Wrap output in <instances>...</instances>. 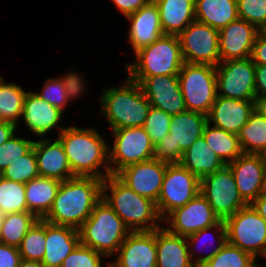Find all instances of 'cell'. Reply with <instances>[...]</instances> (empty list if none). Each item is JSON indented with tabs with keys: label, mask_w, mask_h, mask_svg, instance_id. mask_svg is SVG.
I'll return each mask as SVG.
<instances>
[{
	"label": "cell",
	"mask_w": 266,
	"mask_h": 267,
	"mask_svg": "<svg viewBox=\"0 0 266 267\" xmlns=\"http://www.w3.org/2000/svg\"><path fill=\"white\" fill-rule=\"evenodd\" d=\"M171 115L151 106L143 128L154 146L169 134Z\"/></svg>",
	"instance_id": "cell-41"
},
{
	"label": "cell",
	"mask_w": 266,
	"mask_h": 267,
	"mask_svg": "<svg viewBox=\"0 0 266 267\" xmlns=\"http://www.w3.org/2000/svg\"><path fill=\"white\" fill-rule=\"evenodd\" d=\"M60 183V180L41 176L25 183V199L29 212L38 219H43L52 207Z\"/></svg>",
	"instance_id": "cell-29"
},
{
	"label": "cell",
	"mask_w": 266,
	"mask_h": 267,
	"mask_svg": "<svg viewBox=\"0 0 266 267\" xmlns=\"http://www.w3.org/2000/svg\"><path fill=\"white\" fill-rule=\"evenodd\" d=\"M201 180L180 163H168L156 202L162 219L200 193Z\"/></svg>",
	"instance_id": "cell-12"
},
{
	"label": "cell",
	"mask_w": 266,
	"mask_h": 267,
	"mask_svg": "<svg viewBox=\"0 0 266 267\" xmlns=\"http://www.w3.org/2000/svg\"><path fill=\"white\" fill-rule=\"evenodd\" d=\"M216 79L217 96L255 100V64L251 57L220 62L216 66Z\"/></svg>",
	"instance_id": "cell-13"
},
{
	"label": "cell",
	"mask_w": 266,
	"mask_h": 267,
	"mask_svg": "<svg viewBox=\"0 0 266 267\" xmlns=\"http://www.w3.org/2000/svg\"><path fill=\"white\" fill-rule=\"evenodd\" d=\"M183 61L190 64L220 63L219 30L194 20L178 35Z\"/></svg>",
	"instance_id": "cell-14"
},
{
	"label": "cell",
	"mask_w": 266,
	"mask_h": 267,
	"mask_svg": "<svg viewBox=\"0 0 266 267\" xmlns=\"http://www.w3.org/2000/svg\"><path fill=\"white\" fill-rule=\"evenodd\" d=\"M215 228H217V230H215V231L218 232L217 235H215V236H217L218 242H216V243H218V245H215L213 243L216 247L215 246H212L214 248L211 247L210 248V252L208 251V254H205V255H203L204 252L201 253L202 251L200 250L201 251L200 252L201 253V256H196V258H195V256H194L195 255L194 249H195L196 245L199 244V241H201L203 237L205 238V236L208 235L207 232H209L212 229L214 230ZM210 236H213V234L210 235ZM210 236H208V237L210 238ZM185 238H186V241H187L189 257H190V260H191L192 264L195 267H201V266H203V264H205L207 261H209L215 254H217L218 252H220L221 249L223 248V246L225 245V243L227 242L225 222L223 220H220L214 226H211V227H208V228H204L202 230H199V231H197V232H195V233H193V234H191V235H189V236H187ZM212 242H214V241H212ZM212 242H211V245H212ZM194 245H195V247H194ZM198 250H199V248L196 249V251H198Z\"/></svg>",
	"instance_id": "cell-36"
},
{
	"label": "cell",
	"mask_w": 266,
	"mask_h": 267,
	"mask_svg": "<svg viewBox=\"0 0 266 267\" xmlns=\"http://www.w3.org/2000/svg\"><path fill=\"white\" fill-rule=\"evenodd\" d=\"M264 33H266V26L264 27V29L262 30Z\"/></svg>",
	"instance_id": "cell-56"
},
{
	"label": "cell",
	"mask_w": 266,
	"mask_h": 267,
	"mask_svg": "<svg viewBox=\"0 0 266 267\" xmlns=\"http://www.w3.org/2000/svg\"><path fill=\"white\" fill-rule=\"evenodd\" d=\"M132 80L139 84L152 107L171 116L186 110L178 75L151 76Z\"/></svg>",
	"instance_id": "cell-16"
},
{
	"label": "cell",
	"mask_w": 266,
	"mask_h": 267,
	"mask_svg": "<svg viewBox=\"0 0 266 267\" xmlns=\"http://www.w3.org/2000/svg\"><path fill=\"white\" fill-rule=\"evenodd\" d=\"M184 61L178 35H162L154 43L135 52L132 64L125 68L130 79L151 76L178 75Z\"/></svg>",
	"instance_id": "cell-6"
},
{
	"label": "cell",
	"mask_w": 266,
	"mask_h": 267,
	"mask_svg": "<svg viewBox=\"0 0 266 267\" xmlns=\"http://www.w3.org/2000/svg\"><path fill=\"white\" fill-rule=\"evenodd\" d=\"M21 260L17 247L0 243V267H19Z\"/></svg>",
	"instance_id": "cell-45"
},
{
	"label": "cell",
	"mask_w": 266,
	"mask_h": 267,
	"mask_svg": "<svg viewBox=\"0 0 266 267\" xmlns=\"http://www.w3.org/2000/svg\"><path fill=\"white\" fill-rule=\"evenodd\" d=\"M63 112L40 98L35 92H27L24 99L22 119L28 129L39 138L47 136L54 128L59 133L65 128L58 126Z\"/></svg>",
	"instance_id": "cell-24"
},
{
	"label": "cell",
	"mask_w": 266,
	"mask_h": 267,
	"mask_svg": "<svg viewBox=\"0 0 266 267\" xmlns=\"http://www.w3.org/2000/svg\"><path fill=\"white\" fill-rule=\"evenodd\" d=\"M29 211L25 184L0 177V212L2 215Z\"/></svg>",
	"instance_id": "cell-37"
},
{
	"label": "cell",
	"mask_w": 266,
	"mask_h": 267,
	"mask_svg": "<svg viewBox=\"0 0 266 267\" xmlns=\"http://www.w3.org/2000/svg\"><path fill=\"white\" fill-rule=\"evenodd\" d=\"M19 267H45V266L40 261L22 259L19 264Z\"/></svg>",
	"instance_id": "cell-52"
},
{
	"label": "cell",
	"mask_w": 266,
	"mask_h": 267,
	"mask_svg": "<svg viewBox=\"0 0 266 267\" xmlns=\"http://www.w3.org/2000/svg\"><path fill=\"white\" fill-rule=\"evenodd\" d=\"M33 140L19 138L15 134L0 145V174L19 157L25 155L32 147Z\"/></svg>",
	"instance_id": "cell-43"
},
{
	"label": "cell",
	"mask_w": 266,
	"mask_h": 267,
	"mask_svg": "<svg viewBox=\"0 0 266 267\" xmlns=\"http://www.w3.org/2000/svg\"><path fill=\"white\" fill-rule=\"evenodd\" d=\"M179 163L200 180L204 176L212 174L226 165L208 146L203 136L199 137L183 152Z\"/></svg>",
	"instance_id": "cell-30"
},
{
	"label": "cell",
	"mask_w": 266,
	"mask_h": 267,
	"mask_svg": "<svg viewBox=\"0 0 266 267\" xmlns=\"http://www.w3.org/2000/svg\"><path fill=\"white\" fill-rule=\"evenodd\" d=\"M126 18L131 22L128 39L134 53L164 35L159 9L154 0L148 1L138 11Z\"/></svg>",
	"instance_id": "cell-20"
},
{
	"label": "cell",
	"mask_w": 266,
	"mask_h": 267,
	"mask_svg": "<svg viewBox=\"0 0 266 267\" xmlns=\"http://www.w3.org/2000/svg\"><path fill=\"white\" fill-rule=\"evenodd\" d=\"M251 59L255 65H266V33L259 31L255 38Z\"/></svg>",
	"instance_id": "cell-46"
},
{
	"label": "cell",
	"mask_w": 266,
	"mask_h": 267,
	"mask_svg": "<svg viewBox=\"0 0 266 267\" xmlns=\"http://www.w3.org/2000/svg\"><path fill=\"white\" fill-rule=\"evenodd\" d=\"M79 243L78 229L46 221L45 252L41 262L45 267H61L64 259Z\"/></svg>",
	"instance_id": "cell-25"
},
{
	"label": "cell",
	"mask_w": 266,
	"mask_h": 267,
	"mask_svg": "<svg viewBox=\"0 0 266 267\" xmlns=\"http://www.w3.org/2000/svg\"><path fill=\"white\" fill-rule=\"evenodd\" d=\"M207 199L200 192L184 206L170 212L163 222L170 233L187 237L199 230L214 226L219 222Z\"/></svg>",
	"instance_id": "cell-15"
},
{
	"label": "cell",
	"mask_w": 266,
	"mask_h": 267,
	"mask_svg": "<svg viewBox=\"0 0 266 267\" xmlns=\"http://www.w3.org/2000/svg\"><path fill=\"white\" fill-rule=\"evenodd\" d=\"M167 165V162L151 159L129 165L116 176L134 192L156 203Z\"/></svg>",
	"instance_id": "cell-17"
},
{
	"label": "cell",
	"mask_w": 266,
	"mask_h": 267,
	"mask_svg": "<svg viewBox=\"0 0 266 267\" xmlns=\"http://www.w3.org/2000/svg\"><path fill=\"white\" fill-rule=\"evenodd\" d=\"M102 199L130 231H153L162 226L160 223L163 219L158 213L156 203L134 192L116 175L111 174L103 180Z\"/></svg>",
	"instance_id": "cell-3"
},
{
	"label": "cell",
	"mask_w": 266,
	"mask_h": 267,
	"mask_svg": "<svg viewBox=\"0 0 266 267\" xmlns=\"http://www.w3.org/2000/svg\"><path fill=\"white\" fill-rule=\"evenodd\" d=\"M262 256L266 258V250H265V252H264V254Z\"/></svg>",
	"instance_id": "cell-57"
},
{
	"label": "cell",
	"mask_w": 266,
	"mask_h": 267,
	"mask_svg": "<svg viewBox=\"0 0 266 267\" xmlns=\"http://www.w3.org/2000/svg\"><path fill=\"white\" fill-rule=\"evenodd\" d=\"M2 178L27 183L39 176L36 154L32 147L25 155L12 161L0 174Z\"/></svg>",
	"instance_id": "cell-40"
},
{
	"label": "cell",
	"mask_w": 266,
	"mask_h": 267,
	"mask_svg": "<svg viewBox=\"0 0 266 267\" xmlns=\"http://www.w3.org/2000/svg\"><path fill=\"white\" fill-rule=\"evenodd\" d=\"M200 192L219 220L225 221L248 205L240 196L234 175L228 165L204 176L200 182Z\"/></svg>",
	"instance_id": "cell-11"
},
{
	"label": "cell",
	"mask_w": 266,
	"mask_h": 267,
	"mask_svg": "<svg viewBox=\"0 0 266 267\" xmlns=\"http://www.w3.org/2000/svg\"><path fill=\"white\" fill-rule=\"evenodd\" d=\"M113 146L109 148V165L112 175L139 162L154 159L155 146L143 127L112 130Z\"/></svg>",
	"instance_id": "cell-9"
},
{
	"label": "cell",
	"mask_w": 266,
	"mask_h": 267,
	"mask_svg": "<svg viewBox=\"0 0 266 267\" xmlns=\"http://www.w3.org/2000/svg\"><path fill=\"white\" fill-rule=\"evenodd\" d=\"M256 261L252 254L226 242L221 251L201 267H259Z\"/></svg>",
	"instance_id": "cell-39"
},
{
	"label": "cell",
	"mask_w": 266,
	"mask_h": 267,
	"mask_svg": "<svg viewBox=\"0 0 266 267\" xmlns=\"http://www.w3.org/2000/svg\"><path fill=\"white\" fill-rule=\"evenodd\" d=\"M260 30L243 19H236L219 30L220 62L251 57Z\"/></svg>",
	"instance_id": "cell-19"
},
{
	"label": "cell",
	"mask_w": 266,
	"mask_h": 267,
	"mask_svg": "<svg viewBox=\"0 0 266 267\" xmlns=\"http://www.w3.org/2000/svg\"><path fill=\"white\" fill-rule=\"evenodd\" d=\"M116 254L112 267H156V230L131 231Z\"/></svg>",
	"instance_id": "cell-18"
},
{
	"label": "cell",
	"mask_w": 266,
	"mask_h": 267,
	"mask_svg": "<svg viewBox=\"0 0 266 267\" xmlns=\"http://www.w3.org/2000/svg\"><path fill=\"white\" fill-rule=\"evenodd\" d=\"M250 205L266 220V197L258 196Z\"/></svg>",
	"instance_id": "cell-50"
},
{
	"label": "cell",
	"mask_w": 266,
	"mask_h": 267,
	"mask_svg": "<svg viewBox=\"0 0 266 267\" xmlns=\"http://www.w3.org/2000/svg\"><path fill=\"white\" fill-rule=\"evenodd\" d=\"M256 97L266 96V65H255Z\"/></svg>",
	"instance_id": "cell-48"
},
{
	"label": "cell",
	"mask_w": 266,
	"mask_h": 267,
	"mask_svg": "<svg viewBox=\"0 0 266 267\" xmlns=\"http://www.w3.org/2000/svg\"><path fill=\"white\" fill-rule=\"evenodd\" d=\"M33 148L39 176L54 178L61 182L75 177L63 145L58 138L54 141L48 138H39L38 141H34Z\"/></svg>",
	"instance_id": "cell-23"
},
{
	"label": "cell",
	"mask_w": 266,
	"mask_h": 267,
	"mask_svg": "<svg viewBox=\"0 0 266 267\" xmlns=\"http://www.w3.org/2000/svg\"><path fill=\"white\" fill-rule=\"evenodd\" d=\"M178 81L186 110L208 115L217 97L216 67L184 62Z\"/></svg>",
	"instance_id": "cell-8"
},
{
	"label": "cell",
	"mask_w": 266,
	"mask_h": 267,
	"mask_svg": "<svg viewBox=\"0 0 266 267\" xmlns=\"http://www.w3.org/2000/svg\"><path fill=\"white\" fill-rule=\"evenodd\" d=\"M2 217H3V215H2L1 212H0V225H1Z\"/></svg>",
	"instance_id": "cell-55"
},
{
	"label": "cell",
	"mask_w": 266,
	"mask_h": 267,
	"mask_svg": "<svg viewBox=\"0 0 266 267\" xmlns=\"http://www.w3.org/2000/svg\"><path fill=\"white\" fill-rule=\"evenodd\" d=\"M260 156L262 158L263 163L265 164L266 167V148L260 153Z\"/></svg>",
	"instance_id": "cell-54"
},
{
	"label": "cell",
	"mask_w": 266,
	"mask_h": 267,
	"mask_svg": "<svg viewBox=\"0 0 266 267\" xmlns=\"http://www.w3.org/2000/svg\"><path fill=\"white\" fill-rule=\"evenodd\" d=\"M46 221L38 219L25 234L18 247L22 259L42 261L45 252Z\"/></svg>",
	"instance_id": "cell-38"
},
{
	"label": "cell",
	"mask_w": 266,
	"mask_h": 267,
	"mask_svg": "<svg viewBox=\"0 0 266 267\" xmlns=\"http://www.w3.org/2000/svg\"><path fill=\"white\" fill-rule=\"evenodd\" d=\"M238 17L262 31L266 26V0H237Z\"/></svg>",
	"instance_id": "cell-42"
},
{
	"label": "cell",
	"mask_w": 266,
	"mask_h": 267,
	"mask_svg": "<svg viewBox=\"0 0 266 267\" xmlns=\"http://www.w3.org/2000/svg\"><path fill=\"white\" fill-rule=\"evenodd\" d=\"M195 20L217 30L238 19L237 0H195Z\"/></svg>",
	"instance_id": "cell-31"
},
{
	"label": "cell",
	"mask_w": 266,
	"mask_h": 267,
	"mask_svg": "<svg viewBox=\"0 0 266 267\" xmlns=\"http://www.w3.org/2000/svg\"><path fill=\"white\" fill-rule=\"evenodd\" d=\"M18 129L13 123L0 121V145L11 138Z\"/></svg>",
	"instance_id": "cell-49"
},
{
	"label": "cell",
	"mask_w": 266,
	"mask_h": 267,
	"mask_svg": "<svg viewBox=\"0 0 266 267\" xmlns=\"http://www.w3.org/2000/svg\"><path fill=\"white\" fill-rule=\"evenodd\" d=\"M80 243L109 258L131 232L123 220L102 198L89 218L78 229Z\"/></svg>",
	"instance_id": "cell-5"
},
{
	"label": "cell",
	"mask_w": 266,
	"mask_h": 267,
	"mask_svg": "<svg viewBox=\"0 0 266 267\" xmlns=\"http://www.w3.org/2000/svg\"><path fill=\"white\" fill-rule=\"evenodd\" d=\"M164 34L179 35L195 20V0H154Z\"/></svg>",
	"instance_id": "cell-28"
},
{
	"label": "cell",
	"mask_w": 266,
	"mask_h": 267,
	"mask_svg": "<svg viewBox=\"0 0 266 267\" xmlns=\"http://www.w3.org/2000/svg\"><path fill=\"white\" fill-rule=\"evenodd\" d=\"M101 111L111 130L143 127L151 104L143 94L139 84L129 77L119 87L102 89Z\"/></svg>",
	"instance_id": "cell-4"
},
{
	"label": "cell",
	"mask_w": 266,
	"mask_h": 267,
	"mask_svg": "<svg viewBox=\"0 0 266 267\" xmlns=\"http://www.w3.org/2000/svg\"><path fill=\"white\" fill-rule=\"evenodd\" d=\"M254 110L266 119V96L255 98Z\"/></svg>",
	"instance_id": "cell-51"
},
{
	"label": "cell",
	"mask_w": 266,
	"mask_h": 267,
	"mask_svg": "<svg viewBox=\"0 0 266 267\" xmlns=\"http://www.w3.org/2000/svg\"><path fill=\"white\" fill-rule=\"evenodd\" d=\"M227 165L234 175L240 196L248 205L251 204L260 194L262 178L266 170L260 154L242 153Z\"/></svg>",
	"instance_id": "cell-21"
},
{
	"label": "cell",
	"mask_w": 266,
	"mask_h": 267,
	"mask_svg": "<svg viewBox=\"0 0 266 267\" xmlns=\"http://www.w3.org/2000/svg\"><path fill=\"white\" fill-rule=\"evenodd\" d=\"M57 138L63 145L74 176L104 180L111 175L109 147L96 128L65 127ZM101 167L105 172H101Z\"/></svg>",
	"instance_id": "cell-2"
},
{
	"label": "cell",
	"mask_w": 266,
	"mask_h": 267,
	"mask_svg": "<svg viewBox=\"0 0 266 267\" xmlns=\"http://www.w3.org/2000/svg\"><path fill=\"white\" fill-rule=\"evenodd\" d=\"M227 242L256 259L266 250V220L249 204L225 221Z\"/></svg>",
	"instance_id": "cell-10"
},
{
	"label": "cell",
	"mask_w": 266,
	"mask_h": 267,
	"mask_svg": "<svg viewBox=\"0 0 266 267\" xmlns=\"http://www.w3.org/2000/svg\"><path fill=\"white\" fill-rule=\"evenodd\" d=\"M148 1L150 0H112L125 17L138 11Z\"/></svg>",
	"instance_id": "cell-47"
},
{
	"label": "cell",
	"mask_w": 266,
	"mask_h": 267,
	"mask_svg": "<svg viewBox=\"0 0 266 267\" xmlns=\"http://www.w3.org/2000/svg\"><path fill=\"white\" fill-rule=\"evenodd\" d=\"M205 142L227 165L238 158L243 152L236 134L206 123L203 134ZM228 159V160H227Z\"/></svg>",
	"instance_id": "cell-32"
},
{
	"label": "cell",
	"mask_w": 266,
	"mask_h": 267,
	"mask_svg": "<svg viewBox=\"0 0 266 267\" xmlns=\"http://www.w3.org/2000/svg\"><path fill=\"white\" fill-rule=\"evenodd\" d=\"M237 136L243 153L260 154L266 148V119L254 110Z\"/></svg>",
	"instance_id": "cell-35"
},
{
	"label": "cell",
	"mask_w": 266,
	"mask_h": 267,
	"mask_svg": "<svg viewBox=\"0 0 266 267\" xmlns=\"http://www.w3.org/2000/svg\"><path fill=\"white\" fill-rule=\"evenodd\" d=\"M38 218L31 212L5 214L0 225V243L19 247L22 239Z\"/></svg>",
	"instance_id": "cell-34"
},
{
	"label": "cell",
	"mask_w": 266,
	"mask_h": 267,
	"mask_svg": "<svg viewBox=\"0 0 266 267\" xmlns=\"http://www.w3.org/2000/svg\"><path fill=\"white\" fill-rule=\"evenodd\" d=\"M156 267H195L189 257L186 238L170 233L165 226L156 230Z\"/></svg>",
	"instance_id": "cell-27"
},
{
	"label": "cell",
	"mask_w": 266,
	"mask_h": 267,
	"mask_svg": "<svg viewBox=\"0 0 266 267\" xmlns=\"http://www.w3.org/2000/svg\"><path fill=\"white\" fill-rule=\"evenodd\" d=\"M103 254L79 243L75 249L64 259L61 267H102Z\"/></svg>",
	"instance_id": "cell-44"
},
{
	"label": "cell",
	"mask_w": 266,
	"mask_h": 267,
	"mask_svg": "<svg viewBox=\"0 0 266 267\" xmlns=\"http://www.w3.org/2000/svg\"><path fill=\"white\" fill-rule=\"evenodd\" d=\"M102 179L75 176L60 183L55 200L43 220L79 229L102 198Z\"/></svg>",
	"instance_id": "cell-1"
},
{
	"label": "cell",
	"mask_w": 266,
	"mask_h": 267,
	"mask_svg": "<svg viewBox=\"0 0 266 267\" xmlns=\"http://www.w3.org/2000/svg\"><path fill=\"white\" fill-rule=\"evenodd\" d=\"M253 111L254 101L217 96L207 115V121L215 127L238 135Z\"/></svg>",
	"instance_id": "cell-22"
},
{
	"label": "cell",
	"mask_w": 266,
	"mask_h": 267,
	"mask_svg": "<svg viewBox=\"0 0 266 267\" xmlns=\"http://www.w3.org/2000/svg\"><path fill=\"white\" fill-rule=\"evenodd\" d=\"M259 196L266 197V170H265L263 178H262Z\"/></svg>",
	"instance_id": "cell-53"
},
{
	"label": "cell",
	"mask_w": 266,
	"mask_h": 267,
	"mask_svg": "<svg viewBox=\"0 0 266 267\" xmlns=\"http://www.w3.org/2000/svg\"><path fill=\"white\" fill-rule=\"evenodd\" d=\"M26 94L20 85L15 82L5 83L4 78L0 76V121L18 126Z\"/></svg>",
	"instance_id": "cell-33"
},
{
	"label": "cell",
	"mask_w": 266,
	"mask_h": 267,
	"mask_svg": "<svg viewBox=\"0 0 266 267\" xmlns=\"http://www.w3.org/2000/svg\"><path fill=\"white\" fill-rule=\"evenodd\" d=\"M207 115L185 110L171 116L170 131L155 146L154 159L179 163L183 152L202 136Z\"/></svg>",
	"instance_id": "cell-7"
},
{
	"label": "cell",
	"mask_w": 266,
	"mask_h": 267,
	"mask_svg": "<svg viewBox=\"0 0 266 267\" xmlns=\"http://www.w3.org/2000/svg\"><path fill=\"white\" fill-rule=\"evenodd\" d=\"M80 74L74 70L60 78H48L42 91L35 94L63 112L69 101L81 97L85 91V80Z\"/></svg>",
	"instance_id": "cell-26"
}]
</instances>
